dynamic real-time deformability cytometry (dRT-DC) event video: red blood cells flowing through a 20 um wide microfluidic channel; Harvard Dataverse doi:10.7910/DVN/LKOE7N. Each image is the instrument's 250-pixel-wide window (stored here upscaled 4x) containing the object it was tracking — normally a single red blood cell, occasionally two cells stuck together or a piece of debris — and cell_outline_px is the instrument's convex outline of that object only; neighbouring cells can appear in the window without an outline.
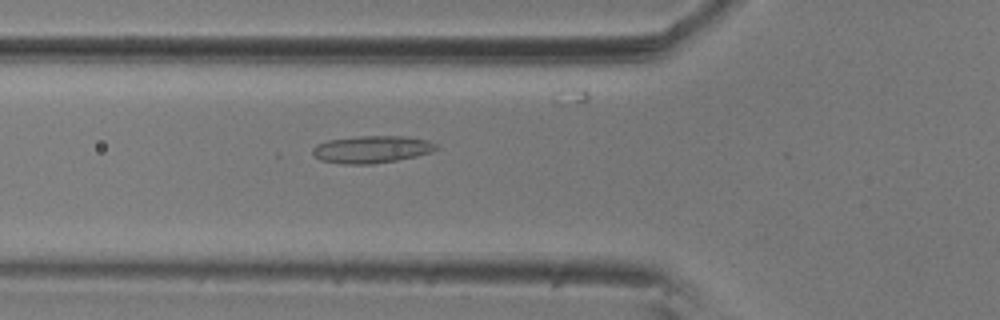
{"species": "common noctule bat (a hibernating species)", "species_latin": "Nyctalus noctula", "temperature_condition": "room temperature", "stored_images_in_passage": 5, "camera_frame_rate_fps": 3000, "um_per_image_px": 0.085, "animal": {"sex": "male", "body_mass_g": 20.5, "forearm_length_mm": 52.5}, "frame": {"image": 1, "passage_image": 5, "time_ms": 1.333, "image_size_px": [1000, 320], "cell_outline_px": [[440, 148], [432, 152], [416, 156], [396, 160], [372, 164], [340, 164], [320, 160], [312, 152], [312, 148], [316, 144], [328, 140], [360, 136], [404, 136], [428, 140], [436, 144]], "centroid_in_image_um": [31.6, 12.69], "position_along_channel_um": 94.2, "area_um2": 19.71}}